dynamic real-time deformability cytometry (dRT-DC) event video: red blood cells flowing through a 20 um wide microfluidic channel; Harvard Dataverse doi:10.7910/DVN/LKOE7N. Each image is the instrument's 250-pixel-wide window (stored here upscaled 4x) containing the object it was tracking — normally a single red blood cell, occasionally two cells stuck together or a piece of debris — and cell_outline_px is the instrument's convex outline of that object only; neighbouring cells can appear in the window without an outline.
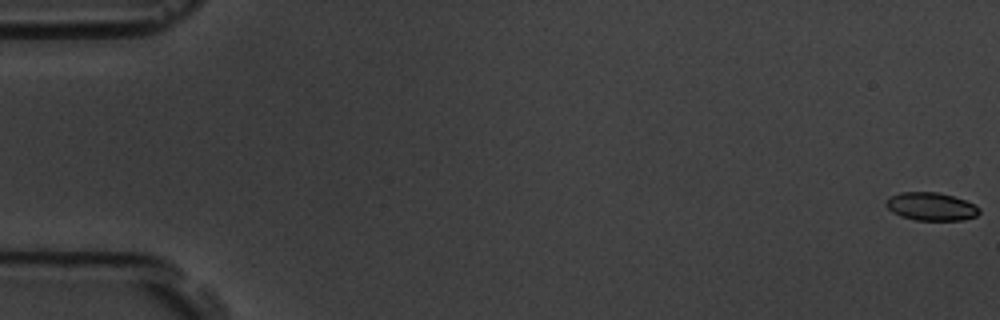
{"species": "common noctule bat (a hibernating species)", "species_latin": "Nyctalus noctula", "temperature_condition": "room temperature", "stored_images_in_passage": 59, "camera_frame_rate_fps": 3000, "um_per_image_px": 0.085, "animal": {"sex": "male", "body_mass_g": 19.5, "forearm_length_mm": 54.6}, "frame": {"image": 1, "passage_image": 1, "time_ms": 0.0, "image_size_px": [1000, 320], "cell_outline_px": [[980, 212], [976, 216], [964, 220], [916, 220], [900, 216], [892, 212], [884, 204], [892, 196], [900, 192], [936, 192], [952, 196], [976, 204], [980, 208]], "centroid_in_image_um": [79.17, 17.56], "position_along_channel_um": 5.8, "area_um2": 15.2}}
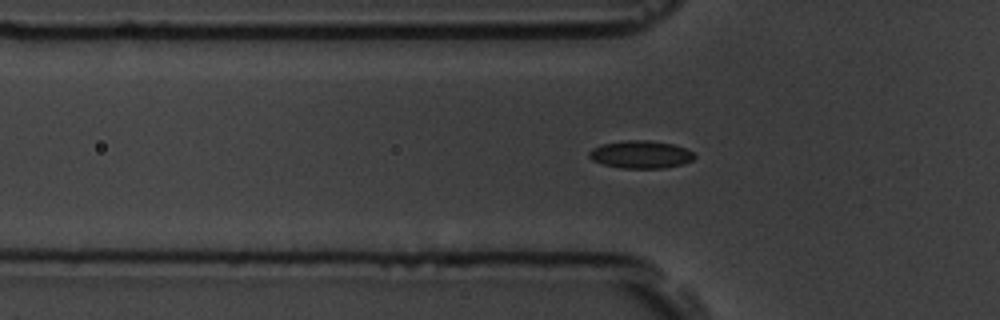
{"frame": {"image": 2, "passage_image": 20, "time_ms": 6.333, "image_size_px": [1000, 320], "cell_outline_px": [[696, 156], [692, 160], [684, 164], [664, 168], [620, 168], [604, 164], [592, 160], [588, 156], [588, 152], [592, 148], [604, 144], [628, 140], [648, 140], [672, 144], [684, 148], [692, 152]], "centroid_in_image_um": [54.46, 13.14], "position_along_channel_um": 71.3, "area_um2": 16.88}}
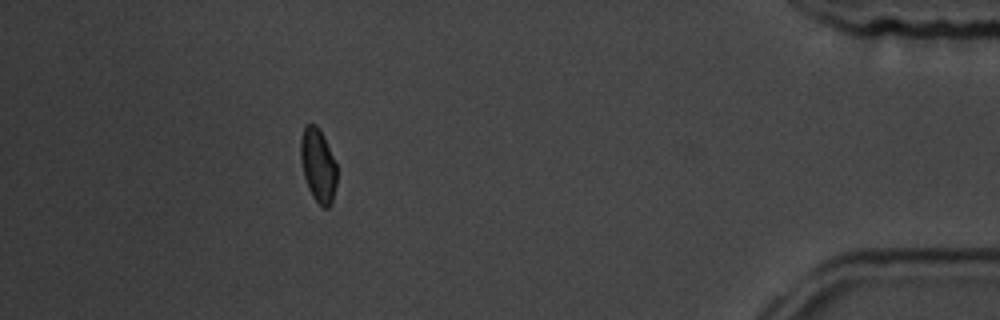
{"frame": {"image": 3, "passage_image": 53, "time_ms": 17.333, "image_size_px": [1000, 320], "cell_outline_px": [[336, 184], [332, 204], [328, 208], [324, 208], [312, 196], [308, 188], [304, 176], [300, 156], [300, 140], [304, 124], [316, 124], [320, 128], [336, 164]], "centroid_in_image_um": [27.02, 14.03], "position_along_channel_um": 408.2, "area_um2": 15.61}, "authors_computed_cell_mechanics": {"area_um2": 16.1262, "velocity_mm_per_s": 3.5467, "shape_relaxation_time_tau1_ms": 7.532, "shape_relaxation_time_tau2_ms": 1.9354, "deformation_change_tau1": 0.1276, "deformation_change_tau2": 0.051}}